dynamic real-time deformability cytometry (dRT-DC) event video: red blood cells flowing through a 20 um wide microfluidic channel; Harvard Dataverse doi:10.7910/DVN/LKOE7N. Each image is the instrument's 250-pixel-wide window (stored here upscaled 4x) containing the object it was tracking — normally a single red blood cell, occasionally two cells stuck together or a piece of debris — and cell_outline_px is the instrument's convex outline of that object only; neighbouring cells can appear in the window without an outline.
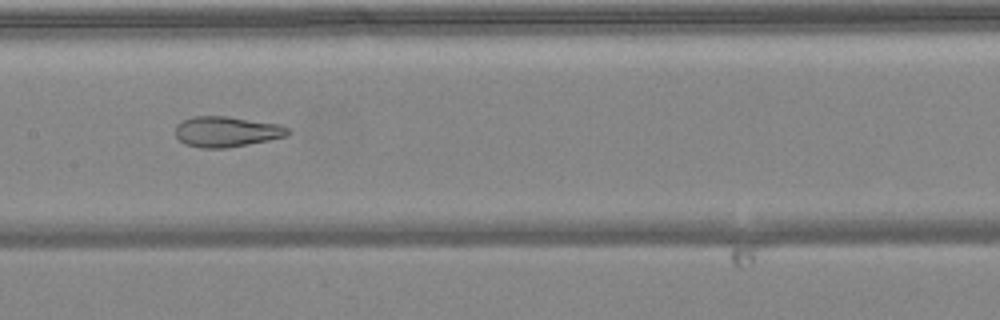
{"species": "common noctule bat (a hibernating species)", "species_latin": "Nyctalus noctula", "temperature_condition": "warm", "stored_images_in_passage": 51, "camera_frame_rate_fps": 3000, "um_per_image_px": 0.085, "animal": {"sex": "female", "body_mass_g": 24.6, "forearm_length_mm": 56.2}, "frame": {"image": 1, "passage_image": 25, "time_ms": 8.0, "image_size_px": [1000, 320], "cell_outline_px": [[292, 132], [288, 136], [228, 148], [200, 148], [184, 144], [176, 136], [176, 124], [180, 120], [192, 116], [228, 116], [280, 124], [288, 128]], "centroid_in_image_um": [19.25, 11.18], "position_along_channel_um": 188.1, "area_um2": 20.29}}
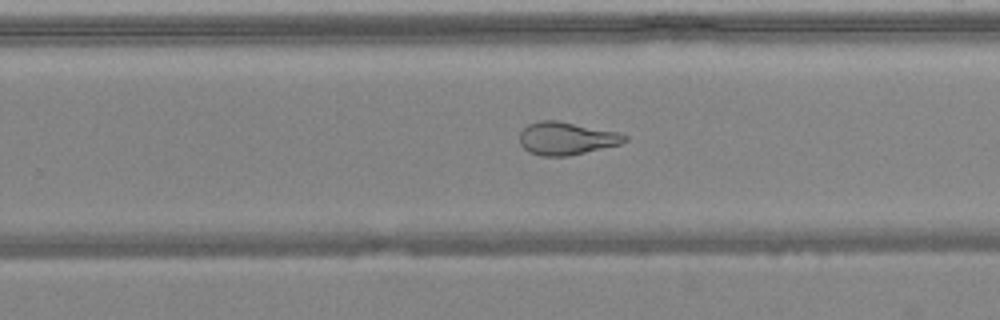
{"frame": {"image": 2, "passage_image": 32, "time_ms": 10.333, "image_size_px": [1000, 320], "cell_outline_px": [[628, 140], [620, 144], [568, 156], [540, 156], [528, 152], [520, 144], [520, 132], [528, 124], [540, 120], [560, 120], [620, 132], [628, 136]], "centroid_in_image_um": [48.15, 11.75], "position_along_channel_um": 281.6, "area_um2": 20.35}}
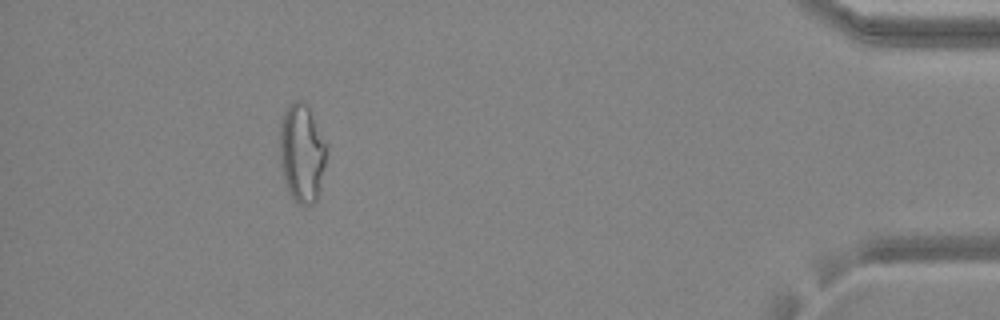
{"frame": {"image": 3, "passage_image": 46, "time_ms": 15.0, "image_size_px": [1000, 320], "cell_outline_px": [[328, 148], [324, 168], [316, 200], [312, 204], [300, 204], [292, 196], [288, 188], [280, 164], [280, 124], [284, 112], [288, 104], [292, 100], [304, 100], [308, 104]], "centroid_in_image_um": [25.66, 12.92], "position_along_channel_um": 409.5, "area_um2": 26.7}, "authors_computed_cell_mechanics": {"area_um2": 25.6054, "velocity_mm_per_s": 4.0256, "shape_relaxation_time_tau1_ms": null, "shape_relaxation_time_tau2_ms": 1.8268, "deformation_change_tau1": null, "deformation_change_tau2": 0.0943}}